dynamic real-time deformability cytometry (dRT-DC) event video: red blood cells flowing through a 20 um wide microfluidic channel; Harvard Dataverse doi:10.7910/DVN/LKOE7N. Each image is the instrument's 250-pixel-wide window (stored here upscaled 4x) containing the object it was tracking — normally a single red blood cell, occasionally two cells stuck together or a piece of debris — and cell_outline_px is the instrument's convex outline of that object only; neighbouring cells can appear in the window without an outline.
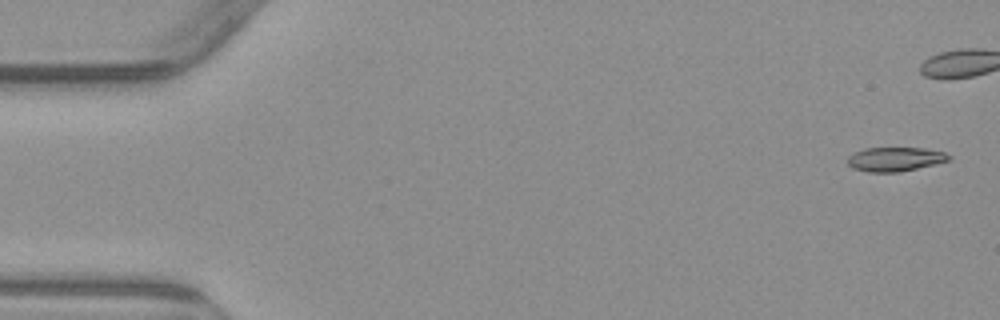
{"species": "common noctule bat (a hibernating species)", "species_latin": "Nyctalus noctula", "temperature_condition": "warm", "stored_images_in_passage": 6, "camera_frame_rate_fps": 3000, "um_per_image_px": 0.085, "animal": {"sex": "male", "body_mass_g": 23.1, "forearm_length_mm": 52.7}, "frame": {"image": 1, "passage_image": 1, "time_ms": 0.0, "image_size_px": [1000, 320], "cell_outline_px": [[952, 160], [936, 164], [900, 172], [868, 172], [852, 168], [848, 164], [848, 156], [852, 152], [864, 148], [924, 148], [944, 152], [952, 156]], "centroid_in_image_um": [76.09, 13.53], "position_along_channel_um": 8.9, "area_um2": 14.45}}
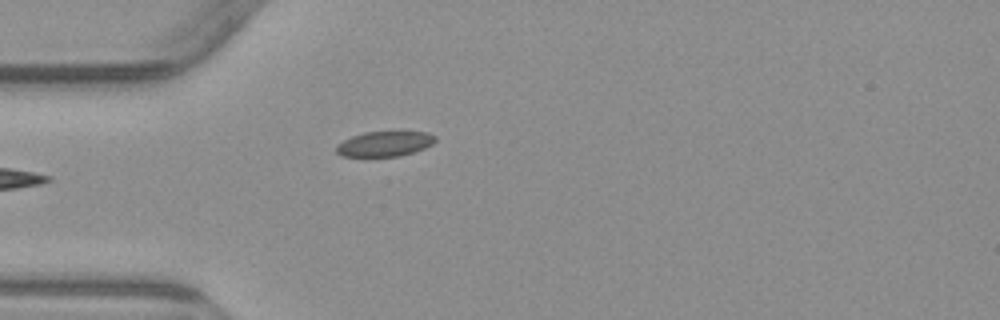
{"frame": {"image": 2, "passage_image": 6, "time_ms": 5.667, "image_size_px": [1000, 320], "cell_outline_px": [[436, 140], [432, 144], [424, 148], [400, 156], [340, 156], [336, 152], [336, 144], [352, 136], [364, 132], [428, 132], [436, 136]], "centroid_in_image_um": [32.68, 12.22], "position_along_channel_um": 52.3, "area_um2": 14.39}}